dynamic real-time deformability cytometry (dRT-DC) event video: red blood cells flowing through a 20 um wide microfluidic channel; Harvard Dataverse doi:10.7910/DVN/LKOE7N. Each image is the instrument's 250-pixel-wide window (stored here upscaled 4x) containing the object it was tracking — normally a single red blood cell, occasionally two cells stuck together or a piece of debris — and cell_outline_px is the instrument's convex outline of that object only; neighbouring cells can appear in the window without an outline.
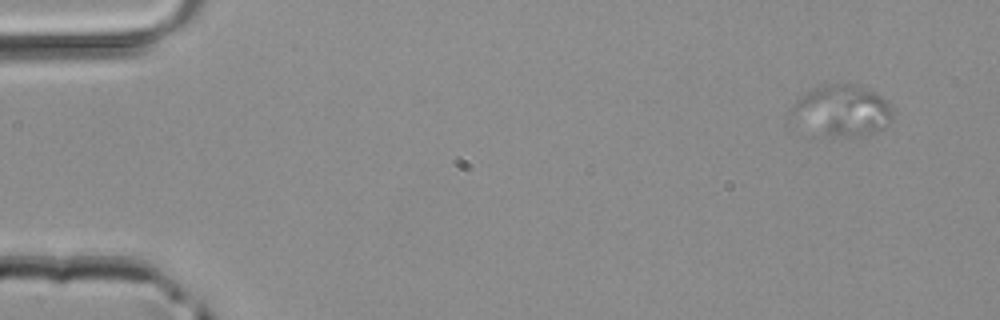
{"species": "common noctule bat (a hibernating species)", "species_latin": "Nyctalus noctula", "temperature_condition": "room temperature", "stored_images_in_passage": 44, "camera_frame_rate_fps": 3000, "um_per_image_px": 0.085, "animal": {"sex": "male", "body_mass_g": 20.4}, "frame": {"image": 1, "passage_image": 2, "time_ms": 0.333, "image_size_px": [1000, 320], "cell_outline_px": [[892, 120], [884, 128], [864, 136], [860, 136], [828, 132], [788, 112], [788, 108], [796, 100], [808, 92], [816, 88], [828, 84], [856, 84], [876, 92], [892, 108]], "centroid_in_image_um": [71.71, 9.31], "position_along_channel_um": 13.3, "area_um2": 28.15}}
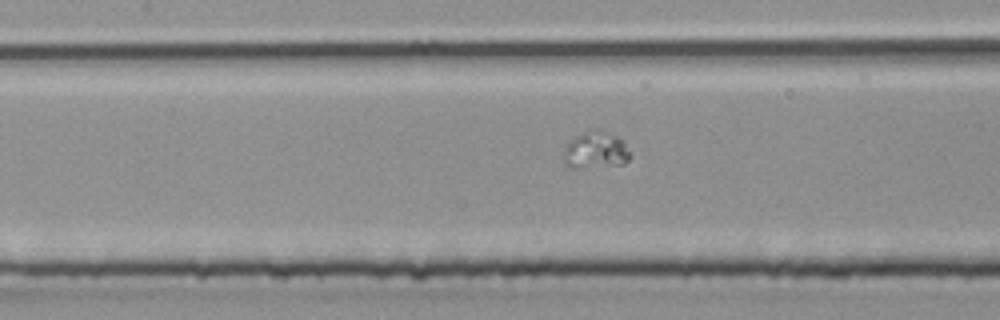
{"frame": {"image": 2, "passage_image": 21, "time_ms": 6.667, "image_size_px": [1000, 320], "cell_outline_px": [[632, 152], [628, 160], [624, 164], [576, 168], [572, 168], [564, 164], [564, 148], [568, 140], [584, 132], [596, 128], [616, 136]], "centroid_in_image_um": [50.6, 12.77], "position_along_channel_um": 156.8, "area_um2": 14.33}}
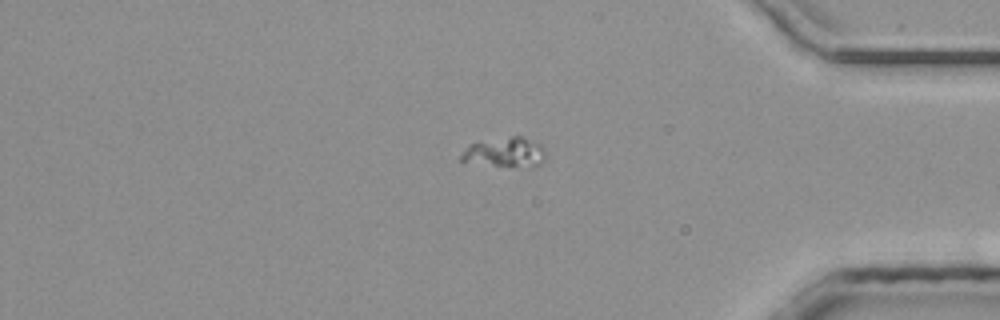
{"frame": {"image": 3, "passage_image": 39, "time_ms": 12.667, "image_size_px": [1000, 320], "cell_outline_px": [[544, 160], [540, 164], [496, 164], [460, 160], [460, 156], [472, 144], [512, 136], [520, 136], [540, 144], [544, 148]], "centroid_in_image_um": [42.98, 12.9], "position_along_channel_um": 392.2, "area_um2": 13.18}}